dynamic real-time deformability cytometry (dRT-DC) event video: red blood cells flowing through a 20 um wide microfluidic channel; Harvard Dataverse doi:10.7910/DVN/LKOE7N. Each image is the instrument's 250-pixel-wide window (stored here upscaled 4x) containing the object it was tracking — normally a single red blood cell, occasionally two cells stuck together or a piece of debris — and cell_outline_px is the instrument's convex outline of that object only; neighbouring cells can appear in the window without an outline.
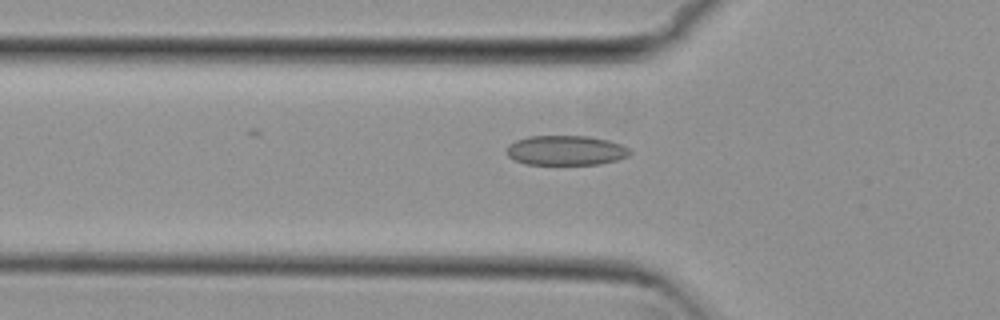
{"species": "common noctule bat (a hibernating species)", "species_latin": "Nyctalus noctula", "temperature_condition": "cold", "stored_images_in_passage": 54, "camera_frame_rate_fps": 3000, "um_per_image_px": 0.085, "animal": {"sex": "female", "body_mass_g": 29.2, "forearm_length_mm": 56.3}, "frame": {"image": 1, "passage_image": 18, "time_ms": 5.667, "image_size_px": [1000, 320], "cell_outline_px": [[632, 152], [628, 156], [616, 160], [600, 164], [524, 164], [508, 156], [508, 144], [516, 140], [528, 136], [588, 136], [608, 140], [620, 144], [628, 148]], "centroid_in_image_um": [48.1, 12.78], "position_along_channel_um": 77.7, "area_um2": 21.27}}
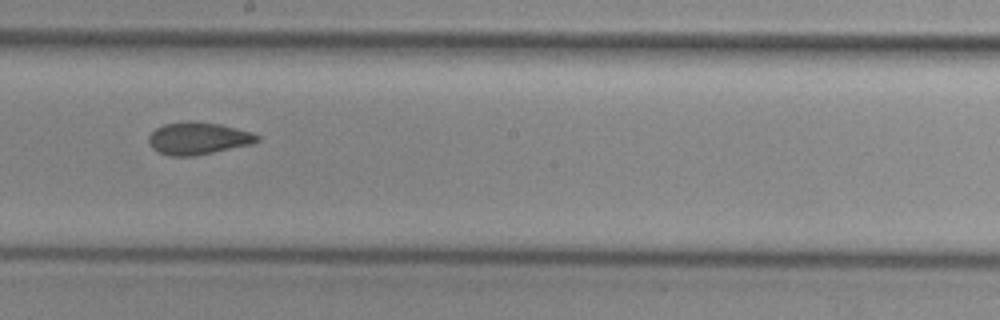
{"frame": {"image": 2, "passage_image": 30, "time_ms": 9.667, "image_size_px": [1000, 320], "cell_outline_px": [[260, 140], [252, 144], [196, 156], [168, 156], [156, 152], [148, 144], [148, 136], [156, 128], [164, 124], [188, 120], [192, 120], [220, 124], [252, 132], [260, 136]], "centroid_in_image_um": [16.82, 11.76], "position_along_channel_um": 231.4, "area_um2": 20.81}}
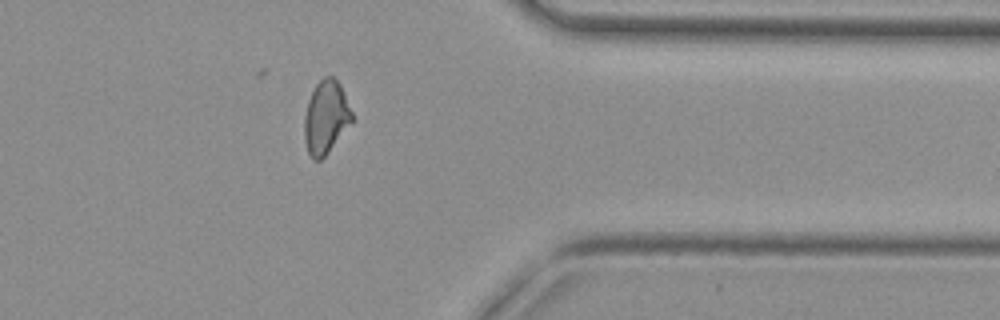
{"frame": {"image": 3, "passage_image": 43, "time_ms": 14.0, "image_size_px": [1000, 320], "cell_outline_px": [[352, 120], [328, 152], [320, 160], [312, 160], [308, 152], [304, 140], [304, 116], [308, 100], [316, 84], [324, 76], [332, 76], [340, 84], [352, 112]], "centroid_in_image_um": [27.67, 9.96], "position_along_channel_um": 383.7, "area_um2": 20.0}, "authors_computed_cell_mechanics": {"area_um2": 20.6924, "velocity_mm_per_s": 3.8235, "shape_relaxation_time_tau1_ms": null, "shape_relaxation_time_tau2_ms": 2.4145, "deformation_change_tau1": null, "deformation_change_tau2": 0.0737}}